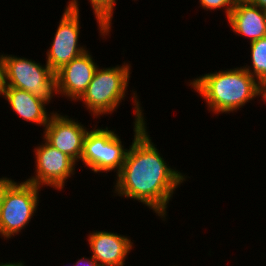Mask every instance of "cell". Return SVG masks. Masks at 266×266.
Segmentation results:
<instances>
[{"label":"cell","instance_id":"13","mask_svg":"<svg viewBox=\"0 0 266 266\" xmlns=\"http://www.w3.org/2000/svg\"><path fill=\"white\" fill-rule=\"evenodd\" d=\"M227 21L232 32L247 38L248 44L266 36V11L250 1H238Z\"/></svg>","mask_w":266,"mask_h":266},{"label":"cell","instance_id":"15","mask_svg":"<svg viewBox=\"0 0 266 266\" xmlns=\"http://www.w3.org/2000/svg\"><path fill=\"white\" fill-rule=\"evenodd\" d=\"M250 45L251 65H243L242 67L249 72L258 82L266 80V36L262 37Z\"/></svg>","mask_w":266,"mask_h":266},{"label":"cell","instance_id":"21","mask_svg":"<svg viewBox=\"0 0 266 266\" xmlns=\"http://www.w3.org/2000/svg\"><path fill=\"white\" fill-rule=\"evenodd\" d=\"M0 266H27L25 263H24V261H9V262H6V263H4L3 261L2 262H0Z\"/></svg>","mask_w":266,"mask_h":266},{"label":"cell","instance_id":"12","mask_svg":"<svg viewBox=\"0 0 266 266\" xmlns=\"http://www.w3.org/2000/svg\"><path fill=\"white\" fill-rule=\"evenodd\" d=\"M0 97L8 101V105L14 114L21 117L27 123L44 127L55 111L49 113L46 108L49 103L39 97L33 96L30 92L14 87H3ZM47 109V110H46Z\"/></svg>","mask_w":266,"mask_h":266},{"label":"cell","instance_id":"11","mask_svg":"<svg viewBox=\"0 0 266 266\" xmlns=\"http://www.w3.org/2000/svg\"><path fill=\"white\" fill-rule=\"evenodd\" d=\"M90 253L100 266H125L134 248L129 236L105 230H93L87 236Z\"/></svg>","mask_w":266,"mask_h":266},{"label":"cell","instance_id":"5","mask_svg":"<svg viewBox=\"0 0 266 266\" xmlns=\"http://www.w3.org/2000/svg\"><path fill=\"white\" fill-rule=\"evenodd\" d=\"M40 187L25 180L15 181L6 191L0 205V237L12 239L28 227L37 213Z\"/></svg>","mask_w":266,"mask_h":266},{"label":"cell","instance_id":"19","mask_svg":"<svg viewBox=\"0 0 266 266\" xmlns=\"http://www.w3.org/2000/svg\"><path fill=\"white\" fill-rule=\"evenodd\" d=\"M261 100L266 103V80L258 82V101Z\"/></svg>","mask_w":266,"mask_h":266},{"label":"cell","instance_id":"20","mask_svg":"<svg viewBox=\"0 0 266 266\" xmlns=\"http://www.w3.org/2000/svg\"><path fill=\"white\" fill-rule=\"evenodd\" d=\"M4 52L1 54L0 53V92L4 86V73H5V68H4Z\"/></svg>","mask_w":266,"mask_h":266},{"label":"cell","instance_id":"9","mask_svg":"<svg viewBox=\"0 0 266 266\" xmlns=\"http://www.w3.org/2000/svg\"><path fill=\"white\" fill-rule=\"evenodd\" d=\"M89 130L80 120L55 111L43 129V137L50 145L71 157L77 164L83 151L84 137Z\"/></svg>","mask_w":266,"mask_h":266},{"label":"cell","instance_id":"6","mask_svg":"<svg viewBox=\"0 0 266 266\" xmlns=\"http://www.w3.org/2000/svg\"><path fill=\"white\" fill-rule=\"evenodd\" d=\"M38 62L15 54H5L3 87L28 91L50 104L56 97L55 73L47 63Z\"/></svg>","mask_w":266,"mask_h":266},{"label":"cell","instance_id":"7","mask_svg":"<svg viewBox=\"0 0 266 266\" xmlns=\"http://www.w3.org/2000/svg\"><path fill=\"white\" fill-rule=\"evenodd\" d=\"M65 5L57 30L46 51L45 62L55 73L88 50L85 45L79 44L81 21L79 0H68Z\"/></svg>","mask_w":266,"mask_h":266},{"label":"cell","instance_id":"1","mask_svg":"<svg viewBox=\"0 0 266 266\" xmlns=\"http://www.w3.org/2000/svg\"><path fill=\"white\" fill-rule=\"evenodd\" d=\"M135 89L130 90L133 104V137L124 164L115 176L113 195L147 206L156 217L167 220V209L173 194L190 178L169 166L148 133L147 117ZM145 116V117H144ZM183 183V184H182Z\"/></svg>","mask_w":266,"mask_h":266},{"label":"cell","instance_id":"10","mask_svg":"<svg viewBox=\"0 0 266 266\" xmlns=\"http://www.w3.org/2000/svg\"><path fill=\"white\" fill-rule=\"evenodd\" d=\"M97 63L89 50L55 72L56 96L77 102L92 81Z\"/></svg>","mask_w":266,"mask_h":266},{"label":"cell","instance_id":"16","mask_svg":"<svg viewBox=\"0 0 266 266\" xmlns=\"http://www.w3.org/2000/svg\"><path fill=\"white\" fill-rule=\"evenodd\" d=\"M198 2L200 3L199 7H202L203 10L217 11L220 9V11L222 10L225 13V18H228L238 0H199Z\"/></svg>","mask_w":266,"mask_h":266},{"label":"cell","instance_id":"8","mask_svg":"<svg viewBox=\"0 0 266 266\" xmlns=\"http://www.w3.org/2000/svg\"><path fill=\"white\" fill-rule=\"evenodd\" d=\"M43 141L33 149L35 156L34 175L25 179L26 182L37 187H51L62 191L68 182L73 178L77 163L68 155L50 145L43 137ZM36 173V174H35Z\"/></svg>","mask_w":266,"mask_h":266},{"label":"cell","instance_id":"4","mask_svg":"<svg viewBox=\"0 0 266 266\" xmlns=\"http://www.w3.org/2000/svg\"><path fill=\"white\" fill-rule=\"evenodd\" d=\"M99 127L97 124L87 131L83 141L81 163L93 173L116 172L122 168L128 151L116 129ZM125 147V148H124Z\"/></svg>","mask_w":266,"mask_h":266},{"label":"cell","instance_id":"14","mask_svg":"<svg viewBox=\"0 0 266 266\" xmlns=\"http://www.w3.org/2000/svg\"><path fill=\"white\" fill-rule=\"evenodd\" d=\"M89 5H91L93 10L94 19H96V23L98 25V32L100 38L103 40L110 35L112 32V20L115 11V5L117 4V0H88ZM107 36V37H106Z\"/></svg>","mask_w":266,"mask_h":266},{"label":"cell","instance_id":"3","mask_svg":"<svg viewBox=\"0 0 266 266\" xmlns=\"http://www.w3.org/2000/svg\"><path fill=\"white\" fill-rule=\"evenodd\" d=\"M124 61L112 67L98 66L87 90L77 102H82L92 118L108 116L117 111L128 95L131 63Z\"/></svg>","mask_w":266,"mask_h":266},{"label":"cell","instance_id":"22","mask_svg":"<svg viewBox=\"0 0 266 266\" xmlns=\"http://www.w3.org/2000/svg\"><path fill=\"white\" fill-rule=\"evenodd\" d=\"M250 2L259 7L260 9H263L264 11H266V0H250Z\"/></svg>","mask_w":266,"mask_h":266},{"label":"cell","instance_id":"2","mask_svg":"<svg viewBox=\"0 0 266 266\" xmlns=\"http://www.w3.org/2000/svg\"><path fill=\"white\" fill-rule=\"evenodd\" d=\"M196 77L187 85L204 99L207 110L216 116L234 114L258 98V81L242 66Z\"/></svg>","mask_w":266,"mask_h":266},{"label":"cell","instance_id":"17","mask_svg":"<svg viewBox=\"0 0 266 266\" xmlns=\"http://www.w3.org/2000/svg\"><path fill=\"white\" fill-rule=\"evenodd\" d=\"M15 182L14 179H11L10 177L8 178L7 176L5 177H0V205L3 201L4 195L6 191L9 189V187Z\"/></svg>","mask_w":266,"mask_h":266},{"label":"cell","instance_id":"18","mask_svg":"<svg viewBox=\"0 0 266 266\" xmlns=\"http://www.w3.org/2000/svg\"><path fill=\"white\" fill-rule=\"evenodd\" d=\"M73 266H100V265L93 259L92 256L90 257L83 256L80 259H78L76 263L73 264Z\"/></svg>","mask_w":266,"mask_h":266}]
</instances>
